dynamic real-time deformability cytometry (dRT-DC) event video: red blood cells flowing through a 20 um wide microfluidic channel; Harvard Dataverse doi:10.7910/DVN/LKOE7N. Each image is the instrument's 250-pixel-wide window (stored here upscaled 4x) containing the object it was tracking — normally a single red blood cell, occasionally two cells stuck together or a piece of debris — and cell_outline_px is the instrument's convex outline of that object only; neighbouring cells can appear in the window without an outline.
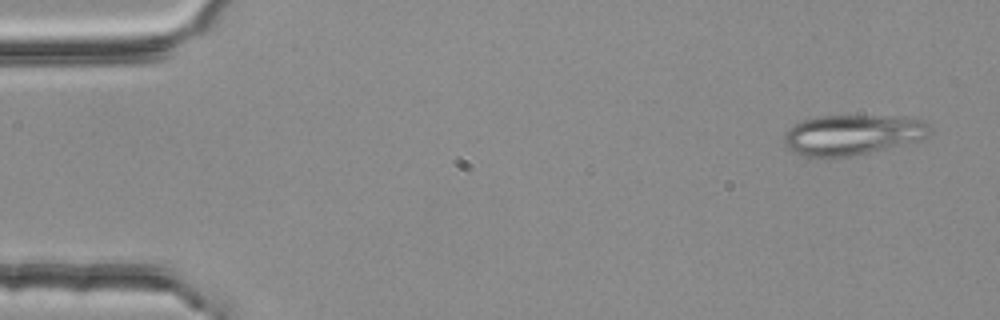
{"species": "common noctule bat (a hibernating species)", "species_latin": "Nyctalus noctula", "temperature_condition": "room temperature", "stored_images_in_passage": 4, "camera_frame_rate_fps": 3000, "um_per_image_px": 0.085, "animal": {"sex": "female", "body_mass_g": 25.1}, "frame": {"image": 1, "passage_image": 1, "time_ms": 0.0, "image_size_px": [1000, 320], "cell_outline_px": [[932, 128], [928, 136], [924, 140], [868, 152], [848, 156], [804, 156], [788, 148], [784, 144], [784, 132], [796, 124], [804, 120], [820, 116], [916, 116], [928, 124]], "centroid_in_image_um": [72.55, 11.43], "position_along_channel_um": 12.4, "area_um2": 34.22}}